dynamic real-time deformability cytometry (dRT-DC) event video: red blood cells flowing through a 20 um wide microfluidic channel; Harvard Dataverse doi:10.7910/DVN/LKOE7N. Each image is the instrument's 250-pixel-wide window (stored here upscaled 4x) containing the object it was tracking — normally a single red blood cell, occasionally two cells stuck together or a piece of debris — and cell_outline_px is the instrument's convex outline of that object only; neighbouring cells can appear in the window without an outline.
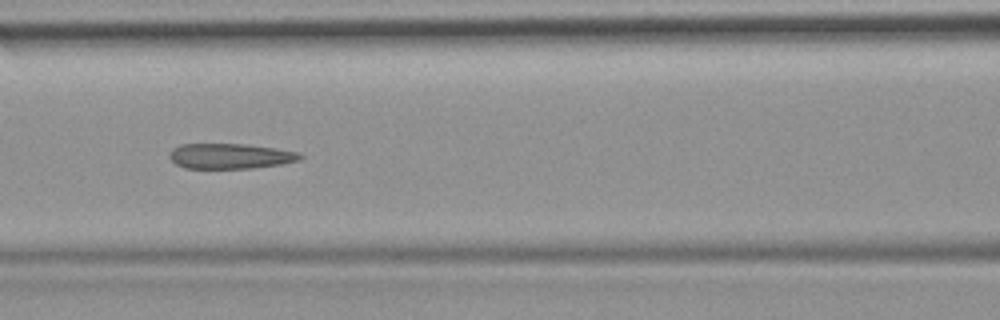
{"species": "common noctule bat (a hibernating species)", "species_latin": "Nyctalus noctula", "temperature_condition": "room temperature", "stored_images_in_passage": 50, "camera_frame_rate_fps": 3000, "um_per_image_px": 0.085, "animal": {"sex": "female", "body_mass_g": 19.9}, "frame": {"image": 1, "passage_image": 22, "time_ms": 7.0, "image_size_px": [1000, 320], "cell_outline_px": [[304, 156], [300, 160], [280, 164], [252, 168], [184, 168], [176, 164], [168, 156], [172, 148], [180, 144], [244, 144], [276, 148], [300, 152]], "centroid_in_image_um": [19.58, 13.26], "position_along_channel_um": 147.0, "area_um2": 19.31}, "authors_computed_cell_mechanics": {"area_um2": 20.7213, "velocity_mm_per_s": 3.9863, "shape_relaxation_time_tau1_ms": null, "shape_relaxation_time_tau2_ms": 2.3474, "deformation_change_tau1": null, "deformation_change_tau2": 0.1261}}